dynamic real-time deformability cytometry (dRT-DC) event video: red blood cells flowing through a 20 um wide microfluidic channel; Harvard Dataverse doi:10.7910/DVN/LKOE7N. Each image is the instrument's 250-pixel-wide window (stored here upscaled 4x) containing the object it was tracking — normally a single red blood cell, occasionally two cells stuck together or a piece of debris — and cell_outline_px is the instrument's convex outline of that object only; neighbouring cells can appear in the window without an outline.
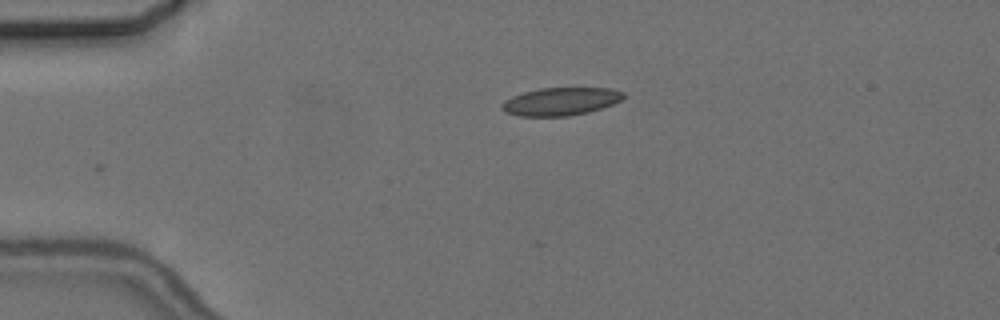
{"species": "common noctule bat (a hibernating species)", "species_latin": "Nyctalus noctula", "temperature_condition": "cold", "stored_images_in_passage": 2, "camera_frame_rate_fps": 3000, "um_per_image_px": 0.085, "animal": {"sex": "female", "body_mass_g": 24.6, "forearm_length_mm": 56.2}, "frame": {"image": 1, "passage_image": 1, "time_ms": 0.0, "image_size_px": [1000, 320], "cell_outline_px": [[624, 96], [620, 100], [612, 104], [588, 112], [568, 116], [520, 116], [504, 112], [500, 104], [504, 100], [512, 96], [524, 92], [540, 88], [608, 88], [624, 92]], "centroid_in_image_um": [47.61, 8.62], "position_along_channel_um": 37.4, "area_um2": 19.65}}